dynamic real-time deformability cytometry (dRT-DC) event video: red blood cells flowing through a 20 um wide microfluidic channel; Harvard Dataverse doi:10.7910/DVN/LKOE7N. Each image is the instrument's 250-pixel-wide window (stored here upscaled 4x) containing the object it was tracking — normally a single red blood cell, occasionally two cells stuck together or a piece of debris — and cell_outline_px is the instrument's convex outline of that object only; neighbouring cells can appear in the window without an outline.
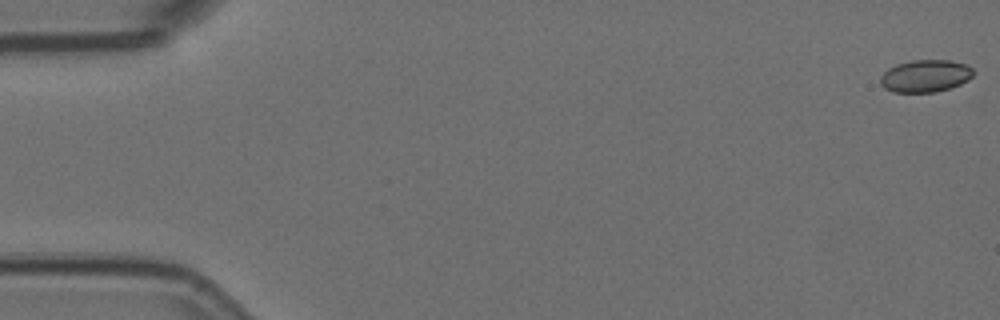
{"species": "Egyptian fruit bat (a non-hibernating species)", "species_latin": "Rousettus aegyptiacus", "temperature_condition": "room temperature", "stored_images_in_passage": 5, "camera_frame_rate_fps": 3000, "um_per_image_px": 0.085, "animal": {"sex": "female"}, "frame": {"image": 1, "passage_image": 1, "time_ms": 0.0, "image_size_px": [1000, 320], "cell_outline_px": [[976, 72], [968, 80], [960, 84], [936, 92], [892, 92], [884, 88], [880, 84], [880, 76], [888, 68], [896, 64], [912, 60], [948, 60], [968, 64]], "centroid_in_image_um": [78.66, 6.45], "position_along_channel_um": 6.3, "area_um2": 17.69}}
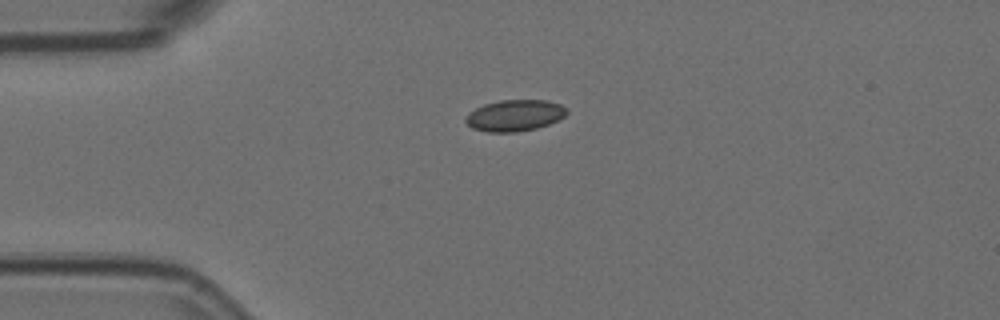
{"frame": {"image": 2, "passage_image": 4, "time_ms": 1.0, "image_size_px": [1000, 320], "cell_outline_px": [[568, 112], [564, 116], [548, 124], [536, 128], [516, 132], [488, 132], [472, 128], [464, 120], [468, 112], [484, 104], [500, 100], [548, 100], [560, 104], [568, 108]], "centroid_in_image_um": [43.74, 9.8], "position_along_channel_um": 41.3, "area_um2": 18.5}}